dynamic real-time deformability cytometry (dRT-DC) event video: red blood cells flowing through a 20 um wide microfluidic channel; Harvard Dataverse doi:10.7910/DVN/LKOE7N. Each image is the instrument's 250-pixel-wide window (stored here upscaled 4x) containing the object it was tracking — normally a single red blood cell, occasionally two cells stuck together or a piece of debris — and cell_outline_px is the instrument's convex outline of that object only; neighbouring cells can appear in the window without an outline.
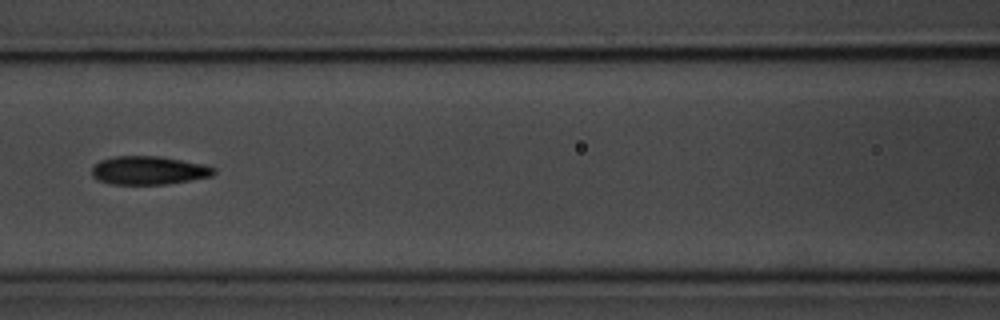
{"species": "common noctule bat (a hibernating species)", "species_latin": "Nyctalus noctula", "temperature_condition": "room temperature", "stored_images_in_passage": 8, "camera_frame_rate_fps": 3000, "um_per_image_px": 0.085, "animal": {"sex": "male", "body_mass_g": 20.1, "forearm_length_mm": 53.5}, "frame": {"image": 1, "passage_image": 7, "time_ms": 7.0, "image_size_px": [1000, 320], "cell_outline_px": [[216, 172], [212, 176], [168, 184], [112, 184], [96, 180], [92, 176], [92, 164], [100, 160], [116, 156], [160, 156], [204, 164], [216, 168]], "centroid_in_image_um": [12.62, 14.48], "position_along_channel_um": 154.0, "area_um2": 20.4}}
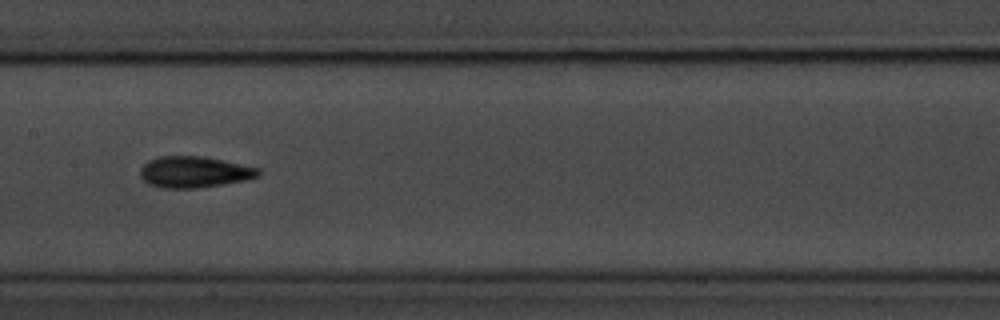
{"frame": {"image": 2, "passage_image": 8, "time_ms": 8.0, "image_size_px": [1000, 320], "cell_outline_px": [[260, 176], [248, 180], [224, 184], [196, 188], [160, 188], [148, 184], [140, 176], [140, 168], [148, 160], [156, 156], [204, 156], [260, 168]], "centroid_in_image_um": [16.51, 14.62], "position_along_channel_um": 190.9, "area_um2": 21.79}}